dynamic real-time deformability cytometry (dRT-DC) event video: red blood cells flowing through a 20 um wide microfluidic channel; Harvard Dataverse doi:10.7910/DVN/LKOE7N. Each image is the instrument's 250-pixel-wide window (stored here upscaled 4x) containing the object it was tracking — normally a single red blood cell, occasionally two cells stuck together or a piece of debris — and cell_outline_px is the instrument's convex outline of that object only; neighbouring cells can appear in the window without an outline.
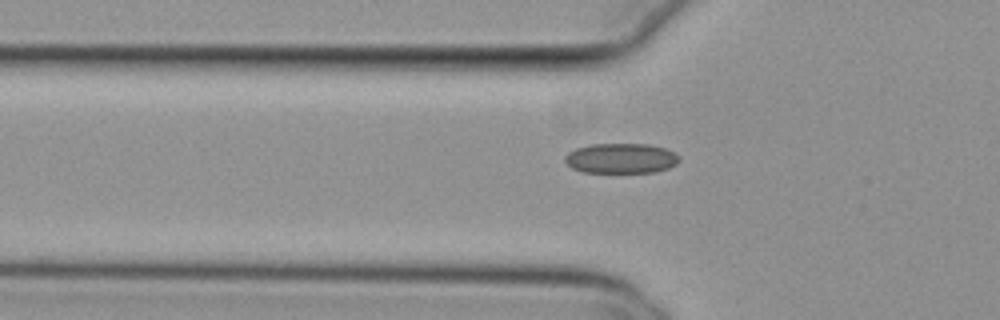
{"species": "common noctule bat (a hibernating species)", "species_latin": "Nyctalus noctula", "temperature_condition": "cold", "stored_images_in_passage": 49, "camera_frame_rate_fps": 3000, "um_per_image_px": 0.085, "animal": {"sex": "female", "body_mass_g": 29.2, "forearm_length_mm": 56.3}, "frame": {"image": 1, "passage_image": 19, "time_ms": 6.0, "image_size_px": [1000, 320], "cell_outline_px": [[680, 160], [676, 164], [668, 168], [656, 172], [584, 172], [572, 168], [564, 160], [564, 156], [568, 152], [576, 148], [588, 144], [648, 144], [664, 148], [680, 156]], "centroid_in_image_um": [52.77, 13.45], "position_along_channel_um": 73.0, "area_um2": 20.06}}
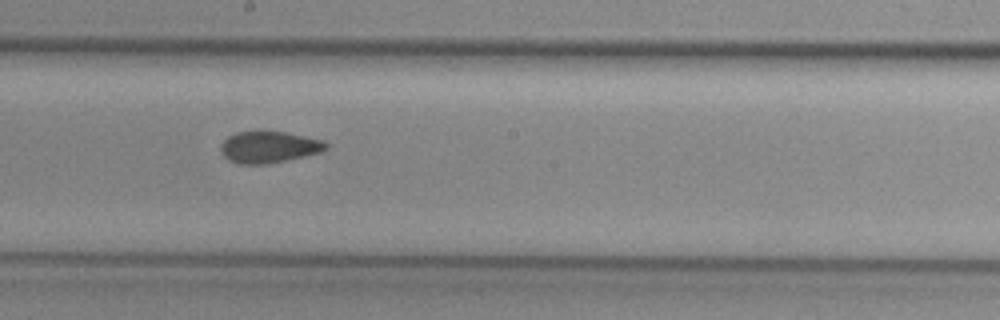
{"frame": {"image": 2, "passage_image": 31, "time_ms": 10.0, "image_size_px": [1000, 320], "cell_outline_px": [[328, 148], [320, 152], [304, 156], [264, 164], [236, 164], [228, 160], [220, 152], [220, 144], [228, 136], [236, 132], [284, 132], [324, 140], [328, 144]], "centroid_in_image_um": [22.83, 12.51], "position_along_channel_um": 225.4, "area_um2": 19.25}}
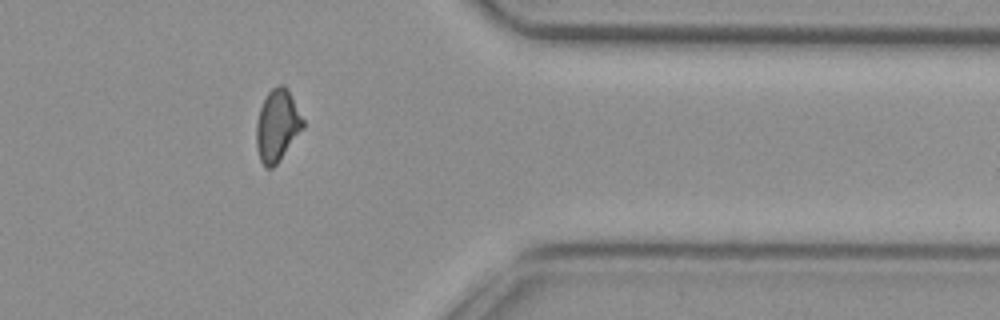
{"frame": {"image": 3, "passage_image": 45, "time_ms": 14.667, "image_size_px": [1000, 320], "cell_outline_px": [[304, 128], [280, 160], [272, 168], [264, 168], [260, 160], [256, 148], [256, 124], [260, 108], [268, 92], [272, 88], [280, 84], [284, 84], [288, 88], [304, 120]], "centroid_in_image_um": [23.57, 10.68], "position_along_channel_um": 387.8, "area_um2": 19.71}}